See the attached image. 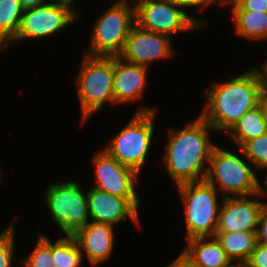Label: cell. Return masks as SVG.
Masks as SVG:
<instances>
[{
  "instance_id": "d4e9b609",
  "label": "cell",
  "mask_w": 267,
  "mask_h": 267,
  "mask_svg": "<svg viewBox=\"0 0 267 267\" xmlns=\"http://www.w3.org/2000/svg\"><path fill=\"white\" fill-rule=\"evenodd\" d=\"M14 223L0 234V267H11L14 253Z\"/></svg>"
},
{
  "instance_id": "d6986e66",
  "label": "cell",
  "mask_w": 267,
  "mask_h": 267,
  "mask_svg": "<svg viewBox=\"0 0 267 267\" xmlns=\"http://www.w3.org/2000/svg\"><path fill=\"white\" fill-rule=\"evenodd\" d=\"M234 142L241 148L247 141L267 133V124L261 108H255L244 113L228 131Z\"/></svg>"
},
{
  "instance_id": "f35d334b",
  "label": "cell",
  "mask_w": 267,
  "mask_h": 267,
  "mask_svg": "<svg viewBox=\"0 0 267 267\" xmlns=\"http://www.w3.org/2000/svg\"><path fill=\"white\" fill-rule=\"evenodd\" d=\"M221 2V4H227L228 2L232 1V0H219Z\"/></svg>"
},
{
  "instance_id": "9c48e42d",
  "label": "cell",
  "mask_w": 267,
  "mask_h": 267,
  "mask_svg": "<svg viewBox=\"0 0 267 267\" xmlns=\"http://www.w3.org/2000/svg\"><path fill=\"white\" fill-rule=\"evenodd\" d=\"M172 0H145L135 6V24L140 28L164 34L199 29L203 21L189 16Z\"/></svg>"
},
{
  "instance_id": "9a60e30c",
  "label": "cell",
  "mask_w": 267,
  "mask_h": 267,
  "mask_svg": "<svg viewBox=\"0 0 267 267\" xmlns=\"http://www.w3.org/2000/svg\"><path fill=\"white\" fill-rule=\"evenodd\" d=\"M113 227L111 224L89 221L72 235L80 251H85L91 266L100 264L111 256L114 238Z\"/></svg>"
},
{
  "instance_id": "7a4b0ae2",
  "label": "cell",
  "mask_w": 267,
  "mask_h": 267,
  "mask_svg": "<svg viewBox=\"0 0 267 267\" xmlns=\"http://www.w3.org/2000/svg\"><path fill=\"white\" fill-rule=\"evenodd\" d=\"M260 84L254 69L205 93L207 106L200 116L217 131L228 132L249 110L258 106Z\"/></svg>"
},
{
  "instance_id": "4fadbf2b",
  "label": "cell",
  "mask_w": 267,
  "mask_h": 267,
  "mask_svg": "<svg viewBox=\"0 0 267 267\" xmlns=\"http://www.w3.org/2000/svg\"><path fill=\"white\" fill-rule=\"evenodd\" d=\"M139 198H124L91 187L87 192L90 221L115 225L130 217L139 225Z\"/></svg>"
},
{
  "instance_id": "7402d4cb",
  "label": "cell",
  "mask_w": 267,
  "mask_h": 267,
  "mask_svg": "<svg viewBox=\"0 0 267 267\" xmlns=\"http://www.w3.org/2000/svg\"><path fill=\"white\" fill-rule=\"evenodd\" d=\"M52 255L57 267H79L82 265L83 254L72 235L52 242Z\"/></svg>"
},
{
  "instance_id": "5b68a950",
  "label": "cell",
  "mask_w": 267,
  "mask_h": 267,
  "mask_svg": "<svg viewBox=\"0 0 267 267\" xmlns=\"http://www.w3.org/2000/svg\"><path fill=\"white\" fill-rule=\"evenodd\" d=\"M185 204L187 240L215 236L219 209L217 191L206 180L177 185Z\"/></svg>"
},
{
  "instance_id": "ba28073f",
  "label": "cell",
  "mask_w": 267,
  "mask_h": 267,
  "mask_svg": "<svg viewBox=\"0 0 267 267\" xmlns=\"http://www.w3.org/2000/svg\"><path fill=\"white\" fill-rule=\"evenodd\" d=\"M46 192L52 219L65 235H73L88 223L87 193L77 182L52 183Z\"/></svg>"
},
{
  "instance_id": "f546056e",
  "label": "cell",
  "mask_w": 267,
  "mask_h": 267,
  "mask_svg": "<svg viewBox=\"0 0 267 267\" xmlns=\"http://www.w3.org/2000/svg\"><path fill=\"white\" fill-rule=\"evenodd\" d=\"M166 267H195L194 264L187 258V256L182 252L177 257L175 261Z\"/></svg>"
},
{
  "instance_id": "8992f818",
  "label": "cell",
  "mask_w": 267,
  "mask_h": 267,
  "mask_svg": "<svg viewBox=\"0 0 267 267\" xmlns=\"http://www.w3.org/2000/svg\"><path fill=\"white\" fill-rule=\"evenodd\" d=\"M253 171L235 153L215 145L211 152L205 180L215 188L218 182L219 189L224 192L223 198L229 197V194L259 197L257 194L258 177Z\"/></svg>"
},
{
  "instance_id": "603a6c76",
  "label": "cell",
  "mask_w": 267,
  "mask_h": 267,
  "mask_svg": "<svg viewBox=\"0 0 267 267\" xmlns=\"http://www.w3.org/2000/svg\"><path fill=\"white\" fill-rule=\"evenodd\" d=\"M55 263L52 255V242L46 235L40 234L34 251L23 260V265L25 267H57Z\"/></svg>"
},
{
  "instance_id": "484cf974",
  "label": "cell",
  "mask_w": 267,
  "mask_h": 267,
  "mask_svg": "<svg viewBox=\"0 0 267 267\" xmlns=\"http://www.w3.org/2000/svg\"><path fill=\"white\" fill-rule=\"evenodd\" d=\"M231 11H253L267 13V0H232Z\"/></svg>"
},
{
  "instance_id": "cb8c5ba5",
  "label": "cell",
  "mask_w": 267,
  "mask_h": 267,
  "mask_svg": "<svg viewBox=\"0 0 267 267\" xmlns=\"http://www.w3.org/2000/svg\"><path fill=\"white\" fill-rule=\"evenodd\" d=\"M239 149L254 167L267 169V133L247 141Z\"/></svg>"
},
{
  "instance_id": "30bf717a",
  "label": "cell",
  "mask_w": 267,
  "mask_h": 267,
  "mask_svg": "<svg viewBox=\"0 0 267 267\" xmlns=\"http://www.w3.org/2000/svg\"><path fill=\"white\" fill-rule=\"evenodd\" d=\"M78 19L68 8L46 3L42 6L26 9L16 37L12 41L26 38H45Z\"/></svg>"
},
{
  "instance_id": "74e56055",
  "label": "cell",
  "mask_w": 267,
  "mask_h": 267,
  "mask_svg": "<svg viewBox=\"0 0 267 267\" xmlns=\"http://www.w3.org/2000/svg\"><path fill=\"white\" fill-rule=\"evenodd\" d=\"M145 1V0H134L133 2V6H136L138 3Z\"/></svg>"
},
{
  "instance_id": "5bb4252c",
  "label": "cell",
  "mask_w": 267,
  "mask_h": 267,
  "mask_svg": "<svg viewBox=\"0 0 267 267\" xmlns=\"http://www.w3.org/2000/svg\"><path fill=\"white\" fill-rule=\"evenodd\" d=\"M247 196L224 197L219 209L216 232L256 231L259 217L267 202L246 199Z\"/></svg>"
},
{
  "instance_id": "7c38bea8",
  "label": "cell",
  "mask_w": 267,
  "mask_h": 267,
  "mask_svg": "<svg viewBox=\"0 0 267 267\" xmlns=\"http://www.w3.org/2000/svg\"><path fill=\"white\" fill-rule=\"evenodd\" d=\"M170 37L140 28L134 24L118 55L127 62L148 66L154 60L172 56Z\"/></svg>"
},
{
  "instance_id": "83f0119b",
  "label": "cell",
  "mask_w": 267,
  "mask_h": 267,
  "mask_svg": "<svg viewBox=\"0 0 267 267\" xmlns=\"http://www.w3.org/2000/svg\"><path fill=\"white\" fill-rule=\"evenodd\" d=\"M256 236L257 242L261 244H267V208L264 207L262 210L259 222L257 225ZM260 226V227H259Z\"/></svg>"
},
{
  "instance_id": "6da1fadb",
  "label": "cell",
  "mask_w": 267,
  "mask_h": 267,
  "mask_svg": "<svg viewBox=\"0 0 267 267\" xmlns=\"http://www.w3.org/2000/svg\"><path fill=\"white\" fill-rule=\"evenodd\" d=\"M209 129L213 128L199 116L182 130H170L163 164L176 185L205 180L208 167H204L215 146Z\"/></svg>"
},
{
  "instance_id": "e0dca14e",
  "label": "cell",
  "mask_w": 267,
  "mask_h": 267,
  "mask_svg": "<svg viewBox=\"0 0 267 267\" xmlns=\"http://www.w3.org/2000/svg\"><path fill=\"white\" fill-rule=\"evenodd\" d=\"M183 253L195 267H227L232 263L216 236L187 240Z\"/></svg>"
},
{
  "instance_id": "ac0fdd59",
  "label": "cell",
  "mask_w": 267,
  "mask_h": 267,
  "mask_svg": "<svg viewBox=\"0 0 267 267\" xmlns=\"http://www.w3.org/2000/svg\"><path fill=\"white\" fill-rule=\"evenodd\" d=\"M215 236L232 263H246L257 244L256 231L216 232Z\"/></svg>"
},
{
  "instance_id": "d590c367",
  "label": "cell",
  "mask_w": 267,
  "mask_h": 267,
  "mask_svg": "<svg viewBox=\"0 0 267 267\" xmlns=\"http://www.w3.org/2000/svg\"><path fill=\"white\" fill-rule=\"evenodd\" d=\"M6 44V45H5ZM7 42L0 36V51L7 47Z\"/></svg>"
},
{
  "instance_id": "ffe728a7",
  "label": "cell",
  "mask_w": 267,
  "mask_h": 267,
  "mask_svg": "<svg viewBox=\"0 0 267 267\" xmlns=\"http://www.w3.org/2000/svg\"><path fill=\"white\" fill-rule=\"evenodd\" d=\"M237 34L250 40L267 39V13L232 11Z\"/></svg>"
},
{
  "instance_id": "e575fe53",
  "label": "cell",
  "mask_w": 267,
  "mask_h": 267,
  "mask_svg": "<svg viewBox=\"0 0 267 267\" xmlns=\"http://www.w3.org/2000/svg\"><path fill=\"white\" fill-rule=\"evenodd\" d=\"M267 171V170H266ZM266 184H267V175H266ZM267 186V185H266ZM267 188V187H266ZM257 194L259 196H262V195H267V191L263 189V187L260 186V183H259V180H258V189H257Z\"/></svg>"
},
{
  "instance_id": "1f68e13d",
  "label": "cell",
  "mask_w": 267,
  "mask_h": 267,
  "mask_svg": "<svg viewBox=\"0 0 267 267\" xmlns=\"http://www.w3.org/2000/svg\"><path fill=\"white\" fill-rule=\"evenodd\" d=\"M252 69H254V71L257 74L258 81L260 84V89H267V60L263 66V72L264 73L263 72L261 73L260 70H258L256 68H252Z\"/></svg>"
},
{
  "instance_id": "2e32d148",
  "label": "cell",
  "mask_w": 267,
  "mask_h": 267,
  "mask_svg": "<svg viewBox=\"0 0 267 267\" xmlns=\"http://www.w3.org/2000/svg\"><path fill=\"white\" fill-rule=\"evenodd\" d=\"M148 66L127 62L114 56V104L131 102L142 97Z\"/></svg>"
},
{
  "instance_id": "3957f363",
  "label": "cell",
  "mask_w": 267,
  "mask_h": 267,
  "mask_svg": "<svg viewBox=\"0 0 267 267\" xmlns=\"http://www.w3.org/2000/svg\"><path fill=\"white\" fill-rule=\"evenodd\" d=\"M82 122L101 110L106 101L114 104V56H84L76 77Z\"/></svg>"
},
{
  "instance_id": "f1b7e54d",
  "label": "cell",
  "mask_w": 267,
  "mask_h": 267,
  "mask_svg": "<svg viewBox=\"0 0 267 267\" xmlns=\"http://www.w3.org/2000/svg\"><path fill=\"white\" fill-rule=\"evenodd\" d=\"M174 1L178 6H180V8H189V7H195V6H199V8L203 9L205 6L207 7V5L209 4H213L216 2L217 3H221L219 0H172Z\"/></svg>"
},
{
  "instance_id": "52a82bcc",
  "label": "cell",
  "mask_w": 267,
  "mask_h": 267,
  "mask_svg": "<svg viewBox=\"0 0 267 267\" xmlns=\"http://www.w3.org/2000/svg\"><path fill=\"white\" fill-rule=\"evenodd\" d=\"M131 6L127 0H119L96 20L91 49L84 54L118 56L122 52L129 31L135 24V6Z\"/></svg>"
},
{
  "instance_id": "4316f807",
  "label": "cell",
  "mask_w": 267,
  "mask_h": 267,
  "mask_svg": "<svg viewBox=\"0 0 267 267\" xmlns=\"http://www.w3.org/2000/svg\"><path fill=\"white\" fill-rule=\"evenodd\" d=\"M247 267H267V244H256L255 250L251 253L246 262Z\"/></svg>"
},
{
  "instance_id": "8d00e7d4",
  "label": "cell",
  "mask_w": 267,
  "mask_h": 267,
  "mask_svg": "<svg viewBox=\"0 0 267 267\" xmlns=\"http://www.w3.org/2000/svg\"><path fill=\"white\" fill-rule=\"evenodd\" d=\"M227 267H247V265H246V263H236V264H230L229 266H227Z\"/></svg>"
},
{
  "instance_id": "44dd1931",
  "label": "cell",
  "mask_w": 267,
  "mask_h": 267,
  "mask_svg": "<svg viewBox=\"0 0 267 267\" xmlns=\"http://www.w3.org/2000/svg\"><path fill=\"white\" fill-rule=\"evenodd\" d=\"M24 9L18 0H0V36L10 43L17 35Z\"/></svg>"
},
{
  "instance_id": "4dcf8cb0",
  "label": "cell",
  "mask_w": 267,
  "mask_h": 267,
  "mask_svg": "<svg viewBox=\"0 0 267 267\" xmlns=\"http://www.w3.org/2000/svg\"><path fill=\"white\" fill-rule=\"evenodd\" d=\"M258 106L261 108L263 117L267 124V89H260Z\"/></svg>"
},
{
  "instance_id": "836d02e7",
  "label": "cell",
  "mask_w": 267,
  "mask_h": 267,
  "mask_svg": "<svg viewBox=\"0 0 267 267\" xmlns=\"http://www.w3.org/2000/svg\"><path fill=\"white\" fill-rule=\"evenodd\" d=\"M49 1V0H48ZM51 2H48L50 4H55V5H59V6H63L68 8L71 12H73L77 17H79L78 13L75 12V10L73 9L74 7H72V2L75 0H50ZM53 1V2H52Z\"/></svg>"
},
{
  "instance_id": "d6a6232c",
  "label": "cell",
  "mask_w": 267,
  "mask_h": 267,
  "mask_svg": "<svg viewBox=\"0 0 267 267\" xmlns=\"http://www.w3.org/2000/svg\"><path fill=\"white\" fill-rule=\"evenodd\" d=\"M24 10L42 6L48 2L46 0H18Z\"/></svg>"
},
{
  "instance_id": "8fae6325",
  "label": "cell",
  "mask_w": 267,
  "mask_h": 267,
  "mask_svg": "<svg viewBox=\"0 0 267 267\" xmlns=\"http://www.w3.org/2000/svg\"><path fill=\"white\" fill-rule=\"evenodd\" d=\"M96 168L95 189L124 198H140L135 191L138 173L119 163L105 150L93 158Z\"/></svg>"
},
{
  "instance_id": "277c9868",
  "label": "cell",
  "mask_w": 267,
  "mask_h": 267,
  "mask_svg": "<svg viewBox=\"0 0 267 267\" xmlns=\"http://www.w3.org/2000/svg\"><path fill=\"white\" fill-rule=\"evenodd\" d=\"M155 108L142 107L104 149L110 156L138 174L146 161L153 138Z\"/></svg>"
}]
</instances>
